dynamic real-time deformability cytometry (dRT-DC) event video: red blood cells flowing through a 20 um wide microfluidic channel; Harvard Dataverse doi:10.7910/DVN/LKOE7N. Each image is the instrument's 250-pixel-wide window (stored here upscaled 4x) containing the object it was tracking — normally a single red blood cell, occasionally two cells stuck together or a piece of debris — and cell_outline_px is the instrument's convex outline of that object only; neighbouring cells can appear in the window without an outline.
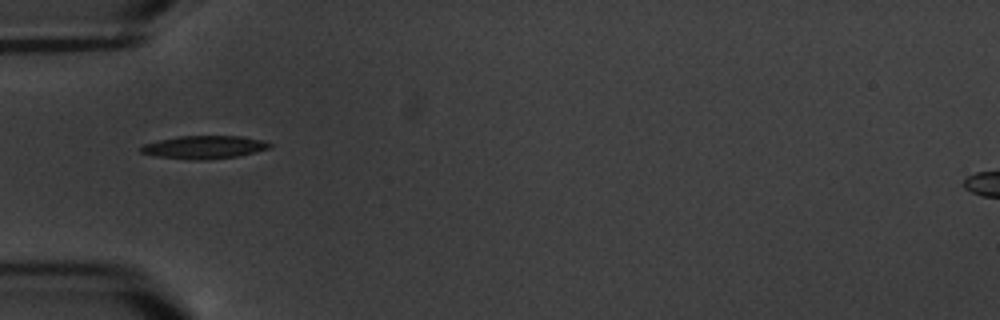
{"species": "common noctule bat (a hibernating species)", "species_latin": "Nyctalus noctula", "temperature_condition": "warm", "stored_images_in_passage": 1, "camera_frame_rate_fps": 3000, "um_per_image_px": 0.085, "animal": {"sex": "male", "body_mass_g": 20.1, "forearm_length_mm": 53.5}, "frame": {"image": 1, "passage_image": 1, "time_ms": 0.0, "image_size_px": [1000, 320], "cell_outline_px": [[272, 148], [240, 156], [208, 160], [188, 160], [156, 156], [140, 152], [140, 148], [144, 144], [160, 140], [180, 136], [240, 136], [264, 140], [272, 144]], "centroid_in_image_um": [17.41, 12.52], "position_along_channel_um": 67.6, "area_um2": 17.46}}